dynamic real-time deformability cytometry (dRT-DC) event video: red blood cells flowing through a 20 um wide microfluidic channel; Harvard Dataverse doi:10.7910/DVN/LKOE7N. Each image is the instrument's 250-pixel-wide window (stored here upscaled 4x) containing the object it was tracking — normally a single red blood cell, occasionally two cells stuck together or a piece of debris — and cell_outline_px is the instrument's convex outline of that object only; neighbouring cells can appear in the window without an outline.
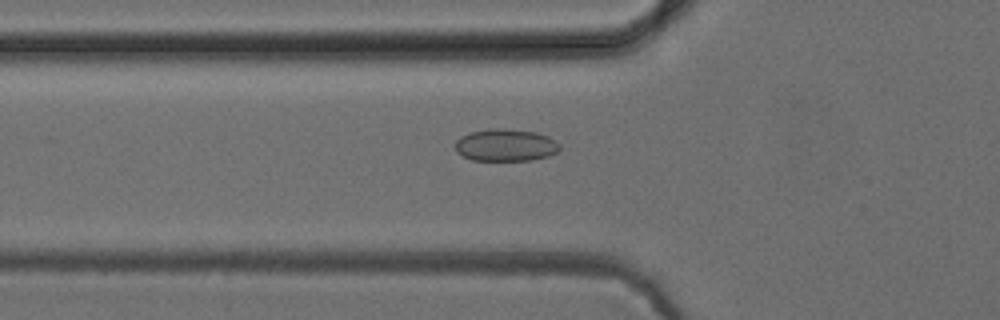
{"species": "common noctule bat (a hibernating species)", "species_latin": "Nyctalus noctula", "temperature_condition": "cold", "stored_images_in_passage": 44, "camera_frame_rate_fps": 3000, "um_per_image_px": 0.085, "animal": {"sex": "female", "body_mass_g": 24.6, "forearm_length_mm": 56.2}, "frame": {"image": 1, "passage_image": 10, "time_ms": 3.0, "image_size_px": [1000, 320], "cell_outline_px": [[560, 148], [556, 152], [548, 156], [532, 160], [472, 160], [456, 152], [456, 140], [460, 136], [468, 132], [496, 128], [504, 128], [536, 132], [548, 136], [560, 144]], "centroid_in_image_um": [42.97, 12.33], "position_along_channel_um": 82.8, "area_um2": 19.65}}
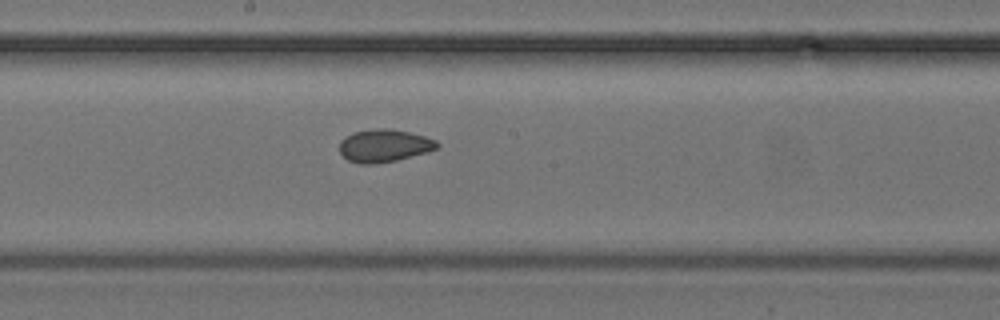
{"frame": {"image": 2, "passage_image": 20, "time_ms": 6.333, "image_size_px": [1000, 320], "cell_outline_px": [[440, 144], [436, 148], [428, 152], [396, 160], [376, 164], [360, 164], [348, 160], [340, 152], [340, 140], [344, 136], [356, 132], [376, 128], [388, 128], [408, 132], [424, 136], [436, 140]], "centroid_in_image_um": [32.65, 12.38], "position_along_channel_um": 215.6, "area_um2": 18.55}}
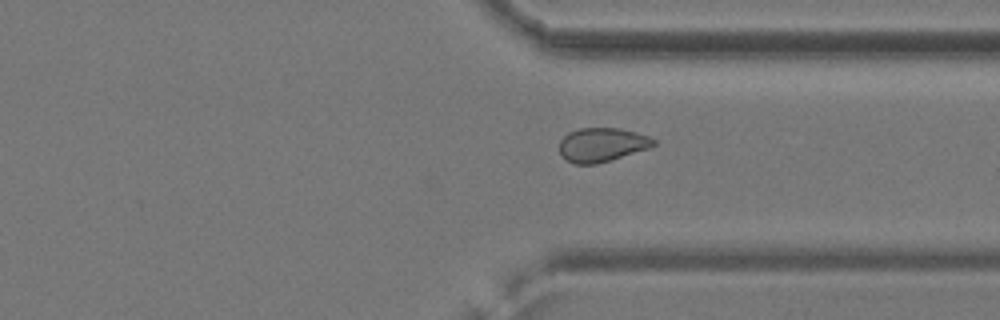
{"frame": {"image": 3, "passage_image": 31, "time_ms": 10.0, "image_size_px": [1000, 320], "cell_outline_px": [[656, 144], [652, 148], [612, 160], [596, 164], [572, 164], [564, 160], [560, 156], [560, 140], [568, 132], [580, 128], [620, 128], [636, 132], [648, 136], [656, 140]], "centroid_in_image_um": [51.17, 12.32], "position_along_channel_um": 360.2, "area_um2": 19.07}, "authors_computed_cell_mechanics": {"area_um2": 18.8139, "velocity_mm_per_s": 3.955, "shape_relaxation_time_tau1_ms": 5.6494, "shape_relaxation_time_tau2_ms": 1.8336, "deformation_change_tau1": 0.087, "deformation_change_tau2": 0.0544}}